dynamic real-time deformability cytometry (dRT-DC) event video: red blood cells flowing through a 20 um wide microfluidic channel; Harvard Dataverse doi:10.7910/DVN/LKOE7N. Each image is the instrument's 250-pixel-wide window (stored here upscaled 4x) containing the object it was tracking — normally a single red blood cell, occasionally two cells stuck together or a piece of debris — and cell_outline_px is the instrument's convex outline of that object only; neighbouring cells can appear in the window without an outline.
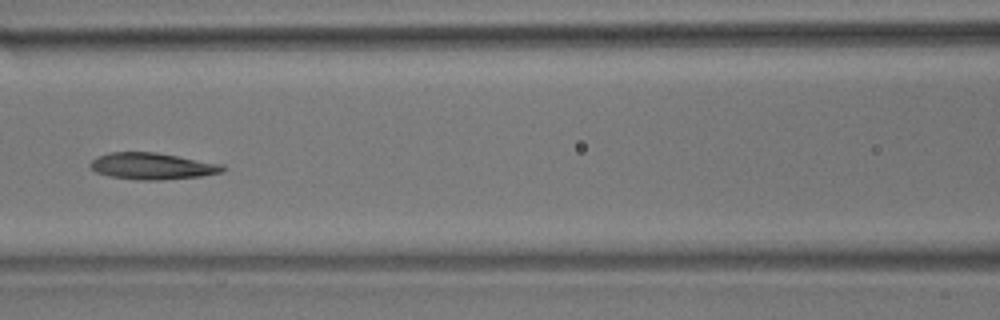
{"species": "common noctule bat (a hibernating species)", "species_latin": "Nyctalus noctula", "temperature_condition": "room temperature", "stored_images_in_passage": 9, "camera_frame_rate_fps": 3000, "um_per_image_px": 0.085, "animal": {"sex": "male", "body_mass_g": 17.9}, "frame": {"image": 1, "passage_image": 6, "time_ms": 1.667, "image_size_px": [1000, 320], "cell_outline_px": [[228, 168], [224, 172], [200, 176], [160, 180], [140, 180], [112, 176], [96, 172], [88, 164], [96, 156], [108, 152], [156, 152], [224, 164]], "centroid_in_image_um": [12.98, 14.11], "position_along_channel_um": 153.6, "area_um2": 20.63}}
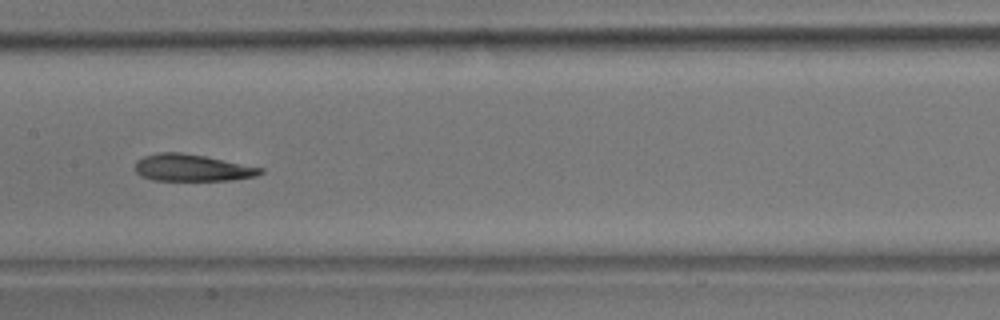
{"frame": {"image": 2, "passage_image": 7, "time_ms": 2.0, "image_size_px": [1000, 320], "cell_outline_px": [[264, 172], [256, 176], [232, 180], [152, 180], [140, 176], [136, 172], [136, 160], [144, 156], [160, 152], [180, 152], [204, 156], [264, 168]], "centroid_in_image_um": [16.32, 14.26], "position_along_channel_um": 191.1, "area_um2": 19.59}}